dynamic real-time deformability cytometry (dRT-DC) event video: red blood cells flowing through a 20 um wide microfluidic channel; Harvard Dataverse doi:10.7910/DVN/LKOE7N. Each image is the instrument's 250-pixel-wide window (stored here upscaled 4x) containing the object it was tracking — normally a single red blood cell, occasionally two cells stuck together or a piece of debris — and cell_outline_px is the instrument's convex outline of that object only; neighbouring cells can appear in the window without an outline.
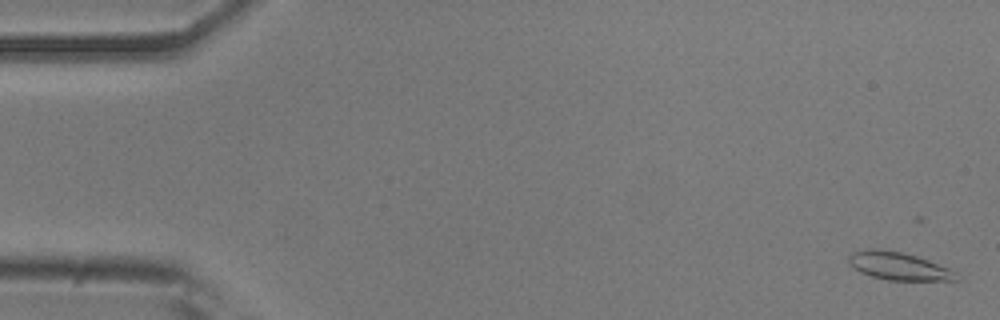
{"species": "common noctule bat (a hibernating species)", "species_latin": "Nyctalus noctula", "temperature_condition": "room temperature", "stored_images_in_passage": 55, "camera_frame_rate_fps": 3000, "um_per_image_px": 0.085, "animal": {"sex": "male", "body_mass_g": 20.5, "forearm_length_mm": 52.5}, "frame": {"image": 1, "passage_image": 2, "time_ms": 0.333, "image_size_px": [1000, 320], "cell_outline_px": [[960, 280], [888, 280], [872, 276], [860, 272], [852, 268], [848, 264], [848, 256], [852, 252], [868, 248], [876, 248], [900, 252], [916, 256], [928, 260], [948, 268]], "centroid_in_image_um": [76.28, 22.6], "position_along_channel_um": 8.7, "area_um2": 17.28}}
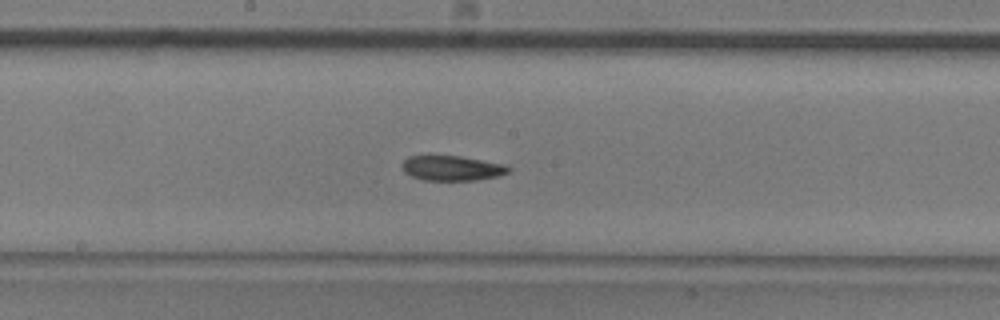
{"frame": {"image": 2, "passage_image": 29, "time_ms": 9.333, "image_size_px": [1000, 320], "cell_outline_px": [[512, 168], [508, 172], [496, 176], [476, 180], [420, 180], [404, 172], [400, 164], [408, 156], [460, 156], [504, 164]], "centroid_in_image_um": [38.38, 14.29], "position_along_channel_um": 209.8, "area_um2": 15.43}}
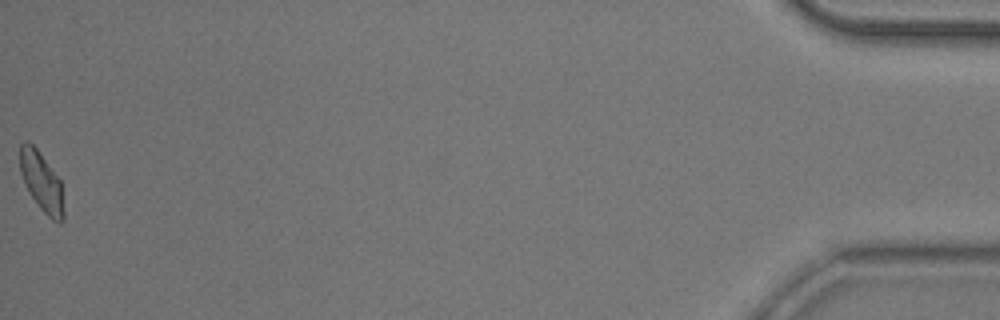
{"frame": {"image": 3, "passage_image": 55, "time_ms": 18.0, "image_size_px": [1000, 320], "cell_outline_px": [[64, 220], [60, 224], [52, 220], [40, 208], [24, 184], [20, 172], [20, 144], [24, 140], [28, 140], [36, 148], [60, 180], [64, 212]], "centroid_in_image_um": [3.53, 15.46], "position_along_channel_um": 431.7, "area_um2": 15.03}, "authors_computed_cell_mechanics": {"area_um2": 16.2418, "velocity_mm_per_s": 3.727, "shape_relaxation_time_tau1_ms": 5.8435, "shape_relaxation_time_tau2_ms": 4.8212, "deformation_change_tau1": 0.161, "deformation_change_tau2": 0.1075}}